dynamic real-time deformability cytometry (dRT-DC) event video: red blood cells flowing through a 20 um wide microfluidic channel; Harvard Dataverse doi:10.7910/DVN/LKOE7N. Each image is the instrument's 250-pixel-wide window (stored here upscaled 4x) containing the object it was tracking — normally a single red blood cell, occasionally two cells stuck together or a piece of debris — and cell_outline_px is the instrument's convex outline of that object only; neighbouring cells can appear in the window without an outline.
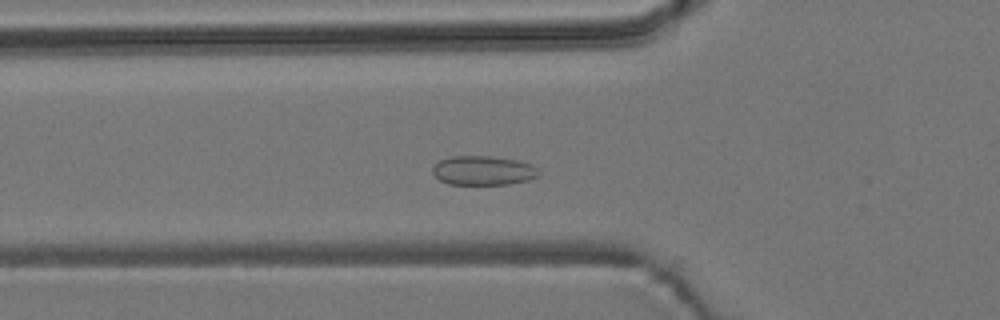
{"species": "common noctule bat (a hibernating species)", "species_latin": "Nyctalus noctula", "temperature_condition": "room temperature", "stored_images_in_passage": 51, "camera_frame_rate_fps": 3000, "um_per_image_px": 0.085, "animal": {"sex": "male", "body_mass_g": 19.2, "forearm_length_mm": 51.8}, "frame": {"image": 1, "passage_image": 14, "time_ms": 4.333, "image_size_px": [1000, 320], "cell_outline_px": [[540, 176], [528, 180], [508, 184], [448, 184], [440, 180], [432, 172], [432, 168], [440, 160], [452, 156], [492, 156], [516, 160], [532, 164], [540, 172]], "centroid_in_image_um": [41.09, 14.49], "position_along_channel_um": 84.7, "area_um2": 18.09}}
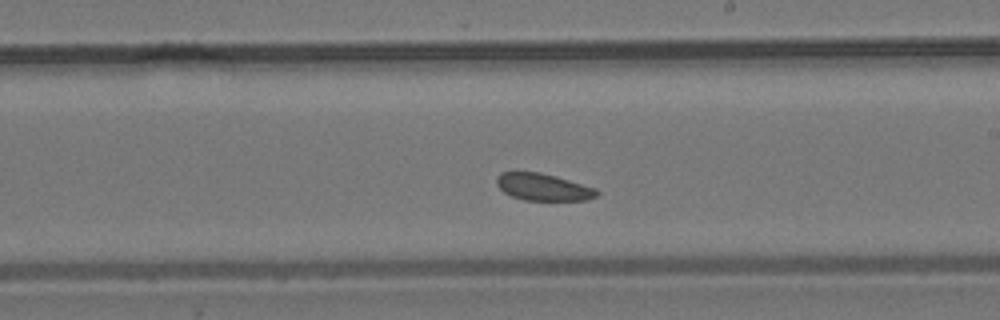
{"frame": {"image": 2, "passage_image": 27, "time_ms": 8.667, "image_size_px": [1000, 320], "cell_outline_px": [[600, 192], [596, 196], [588, 200], [524, 200], [512, 196], [504, 192], [496, 184], [496, 176], [500, 172], [540, 172], [556, 176], [596, 188]], "centroid_in_image_um": [46.17, 15.89], "position_along_channel_um": 242.8, "area_um2": 15.84}}
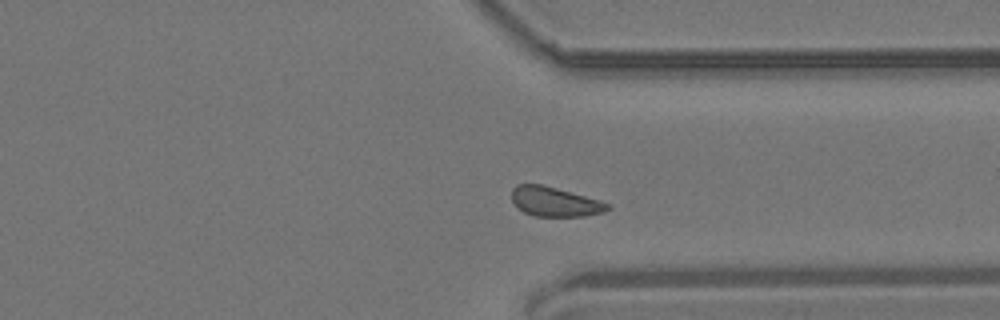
{"frame": {"image": 3, "passage_image": 37, "time_ms": 12.0, "image_size_px": [1000, 320], "cell_outline_px": [[612, 208], [604, 212], [584, 216], [536, 216], [524, 212], [512, 200], [512, 188], [516, 184], [540, 184], [556, 188], [600, 200], [608, 204]], "centroid_in_image_um": [47.17, 17.14], "position_along_channel_um": 364.2, "area_um2": 16.3}}